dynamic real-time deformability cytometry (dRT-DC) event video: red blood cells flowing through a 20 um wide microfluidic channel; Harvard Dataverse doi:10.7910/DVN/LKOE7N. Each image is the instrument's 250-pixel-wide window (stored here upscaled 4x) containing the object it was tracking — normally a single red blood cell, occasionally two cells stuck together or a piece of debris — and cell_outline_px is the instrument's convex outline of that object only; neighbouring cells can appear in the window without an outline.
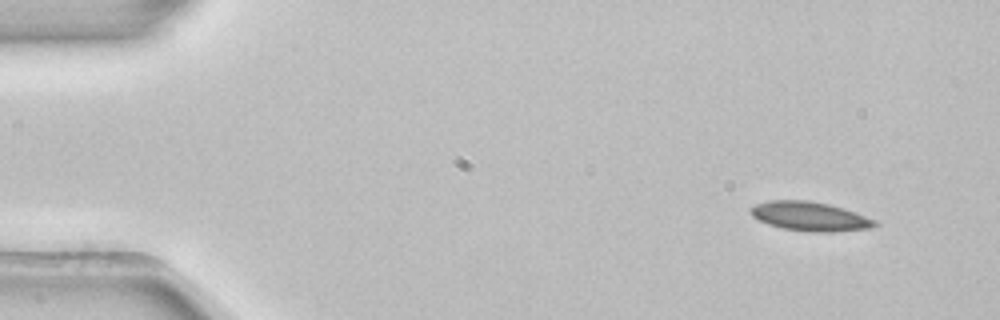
{"species": "common noctule bat (a hibernating species)", "species_latin": "Nyctalus noctula", "temperature_condition": "room temperature", "stored_images_in_passage": 3, "camera_frame_rate_fps": 3000, "um_per_image_px": 0.085, "animal": {"sex": "female", "body_mass_g": 22.7, "forearm_length_mm": 54.2}, "frame": {"image": 1, "passage_image": 1, "time_ms": 0.0, "image_size_px": [1000, 320], "cell_outline_px": [[880, 224], [872, 228], [832, 232], [808, 232], [784, 228], [768, 224], [752, 216], [748, 212], [748, 208], [756, 204], [768, 200], [808, 200], [828, 204], [856, 212], [876, 220]], "centroid_in_image_um": [68.84, 18.39], "position_along_channel_um": 16.2, "area_um2": 21.27}}